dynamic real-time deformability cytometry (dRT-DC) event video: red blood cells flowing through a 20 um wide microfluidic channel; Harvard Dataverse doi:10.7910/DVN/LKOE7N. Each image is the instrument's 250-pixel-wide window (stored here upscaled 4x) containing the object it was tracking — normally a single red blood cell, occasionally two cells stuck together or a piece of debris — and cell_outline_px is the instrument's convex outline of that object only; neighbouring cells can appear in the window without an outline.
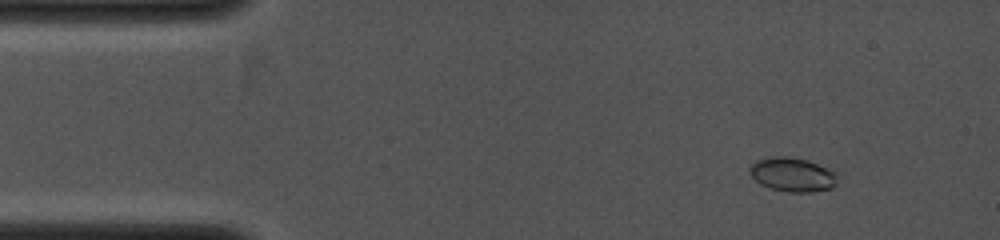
{"species": "common noctule bat (a hibernating species)", "species_latin": "Nyctalus noctula", "temperature_condition": "cold", "stored_images_in_passage": 7, "camera_frame_rate_fps": 4000, "um_per_image_px": 0.085, "animal": {"sex": "female", "body_mass_g": 19.0, "forearm_length_mm": 53.3}, "frame": {"image": 1, "passage_image": 2, "time_ms": 0.75, "image_size_px": [1000, 240], "cell_outline_px": [[836, 184], [832, 188], [812, 192], [788, 192], [772, 188], [760, 184], [752, 176], [748, 168], [756, 160], [772, 156], [788, 156], [804, 160], [816, 164], [832, 172], [836, 176]], "centroid_in_image_um": [67.31, 14.85], "position_along_channel_um": 17.7, "area_um2": 17.05}}
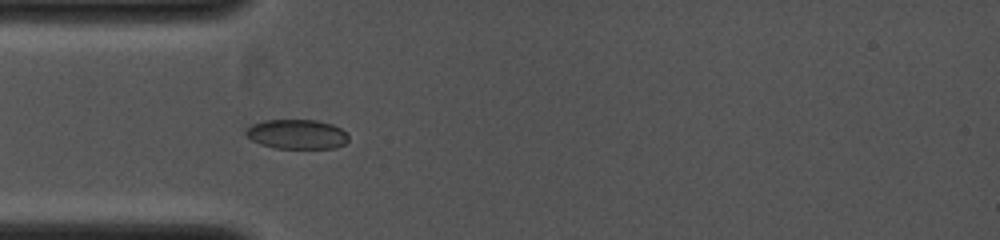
{"frame": {"image": 2, "passage_image": 6, "time_ms": 3.0, "image_size_px": [1000, 240], "cell_outline_px": [[348, 140], [344, 144], [332, 148], [276, 148], [260, 144], [252, 140], [244, 132], [252, 124], [264, 120], [316, 120], [332, 124], [348, 132]], "centroid_in_image_um": [25.25, 11.4], "position_along_channel_um": 59.7, "area_um2": 17.63}}
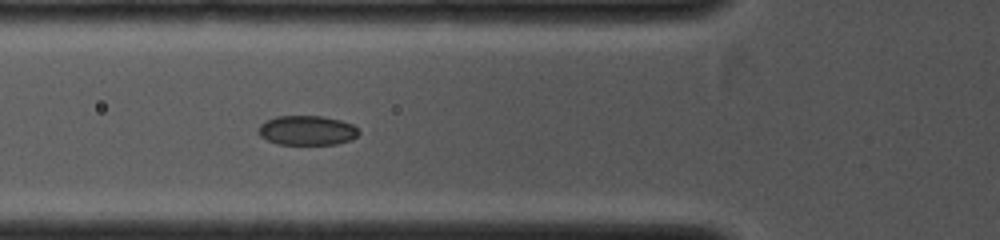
{"frame": {"image": 3, "passage_image": 7, "time_ms": 3.75, "image_size_px": [1000, 240], "cell_outline_px": [[360, 132], [352, 140], [336, 144], [276, 144], [260, 136], [256, 132], [260, 124], [276, 116], [324, 116], [340, 120], [352, 124]], "centroid_in_image_um": [26.08, 11.08], "position_along_channel_um": 99.7, "area_um2": 17.34}}